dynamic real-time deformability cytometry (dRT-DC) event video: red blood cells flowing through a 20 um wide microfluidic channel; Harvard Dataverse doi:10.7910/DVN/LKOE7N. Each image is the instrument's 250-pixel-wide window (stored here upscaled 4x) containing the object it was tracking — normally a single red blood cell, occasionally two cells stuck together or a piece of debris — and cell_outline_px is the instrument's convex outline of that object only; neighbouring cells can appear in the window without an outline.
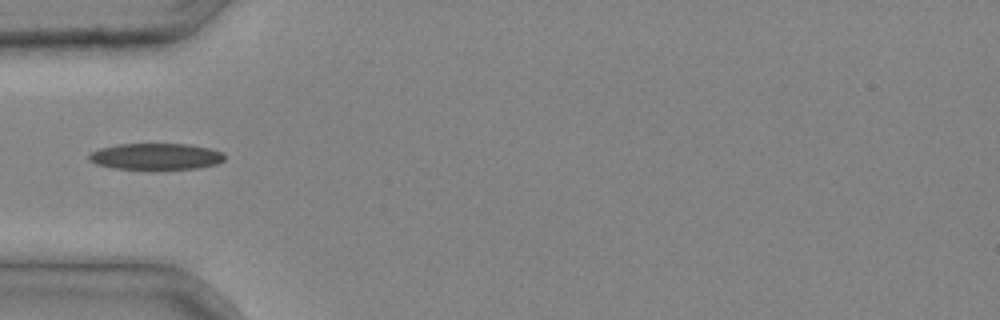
{"species": "common noctule bat (a hibernating species)", "species_latin": "Nyctalus noctula", "temperature_condition": "cold", "stored_images_in_passage": 3, "camera_frame_rate_fps": 3000, "um_per_image_px": 0.085, "animal": {"sex": "male", "body_mass_g": 20.4}, "frame": {"image": 1, "passage_image": 3, "time_ms": 0.667, "image_size_px": [1000, 320], "cell_outline_px": [[224, 160], [216, 164], [196, 168], [152, 172], [112, 168], [96, 164], [88, 160], [88, 152], [100, 148], [116, 144], [188, 144], [212, 148], [224, 152]], "centroid_in_image_um": [13.22, 13.34], "position_along_channel_um": 71.8, "area_um2": 21.96}}